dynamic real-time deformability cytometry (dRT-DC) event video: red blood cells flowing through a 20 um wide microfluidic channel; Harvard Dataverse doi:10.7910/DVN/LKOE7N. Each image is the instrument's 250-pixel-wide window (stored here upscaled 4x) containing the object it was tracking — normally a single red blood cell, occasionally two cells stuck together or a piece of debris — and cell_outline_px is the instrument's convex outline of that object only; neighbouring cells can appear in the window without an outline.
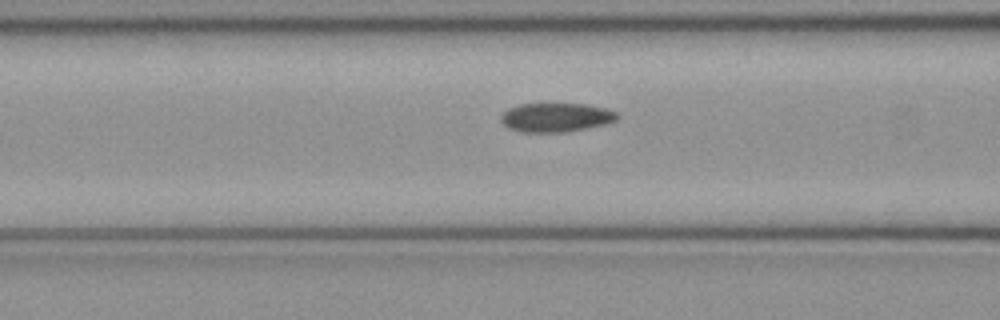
{"species": "common noctule bat (a hibernating species)", "species_latin": "Nyctalus noctula", "temperature_condition": "cold", "stored_images_in_passage": 48, "camera_frame_rate_fps": 3000, "um_per_image_px": 0.085, "animal": {"sex": "female", "body_mass_g": 21.9}, "frame": {"image": 1, "passage_image": 17, "time_ms": 5.333, "image_size_px": [1000, 320], "cell_outline_px": [[616, 120], [604, 124], [588, 128], [564, 132], [520, 132], [508, 128], [500, 120], [500, 116], [508, 108], [520, 104], [588, 104], [604, 108], [616, 112]], "centroid_in_image_um": [47.21, 9.98], "position_along_channel_um": 119.4, "area_um2": 19.54}}
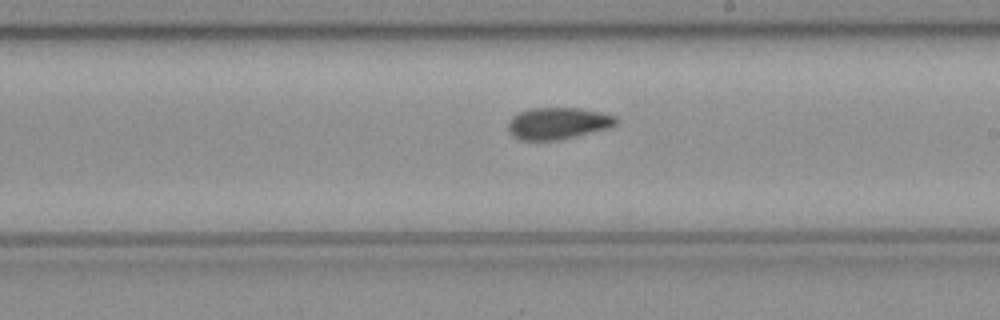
{"frame": {"image": 2, "passage_image": 26, "time_ms": 8.333, "image_size_px": [1000, 320], "cell_outline_px": [[620, 120], [612, 128], [556, 140], [520, 140], [508, 132], [508, 124], [512, 116], [520, 112], [532, 108], [580, 108], [600, 112], [616, 116]], "centroid_in_image_um": [47.46, 10.48], "position_along_channel_um": 241.5, "area_um2": 20.06}}
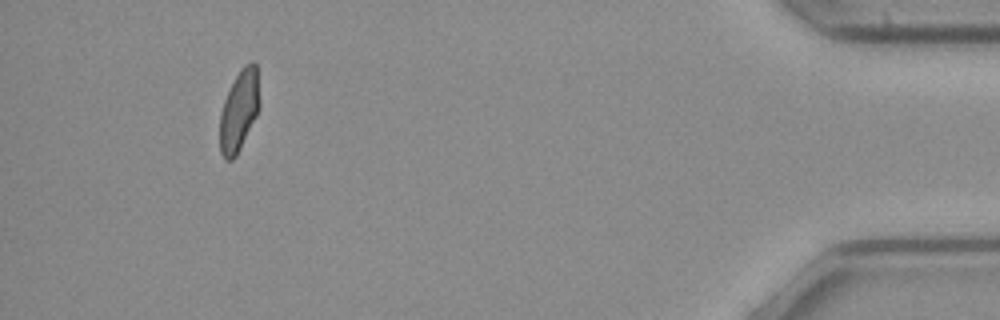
{"frame": {"image": 3, "passage_image": 44, "time_ms": 14.333, "image_size_px": [1000, 320], "cell_outline_px": [[260, 108], [236, 156], [232, 160], [224, 160], [220, 152], [220, 112], [224, 100], [240, 68], [244, 64], [252, 60], [256, 64], [260, 100]], "centroid_in_image_um": [20.33, 9.39], "position_along_channel_um": 414.9, "area_um2": 18.79}, "authors_computed_cell_mechanics": {"area_um2": 19.6809, "velocity_mm_per_s": 4.0714, "shape_relaxation_time_tau1_ms": null, "shape_relaxation_time_tau2_ms": 5.3181, "deformation_change_tau1": null, "deformation_change_tau2": 0.0852}}